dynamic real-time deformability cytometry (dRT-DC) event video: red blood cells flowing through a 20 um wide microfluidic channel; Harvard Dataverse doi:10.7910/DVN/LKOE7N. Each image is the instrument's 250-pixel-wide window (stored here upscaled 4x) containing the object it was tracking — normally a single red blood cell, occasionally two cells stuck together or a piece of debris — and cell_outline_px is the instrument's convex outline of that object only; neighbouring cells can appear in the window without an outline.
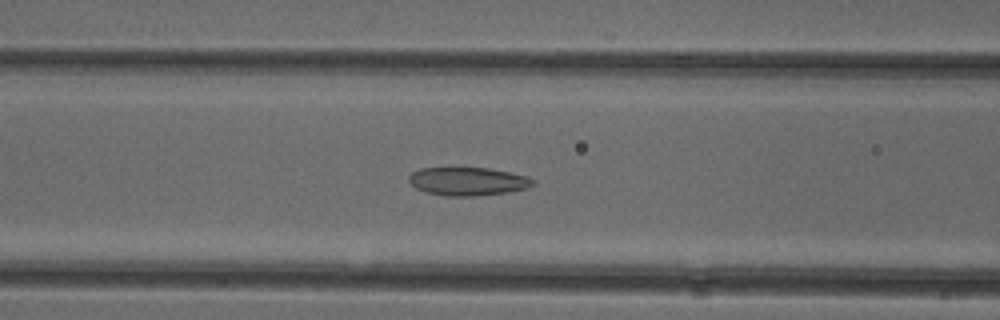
{"species": "common noctule bat (a hibernating species)", "species_latin": "Nyctalus noctula", "temperature_condition": "cold", "stored_images_in_passage": 36, "camera_frame_rate_fps": 3000, "um_per_image_px": 0.085, "animal": {"sex": "female"}, "frame": {"image": 1, "passage_image": 20, "time_ms": 6.333, "image_size_px": [1000, 320], "cell_outline_px": [[536, 184], [528, 188], [508, 192], [476, 196], [448, 196], [424, 192], [416, 188], [408, 180], [408, 176], [412, 172], [420, 168], [488, 168], [528, 176], [536, 180]], "centroid_in_image_um": [39.79, 15.42], "position_along_channel_um": 126.8, "area_um2": 20.58}}
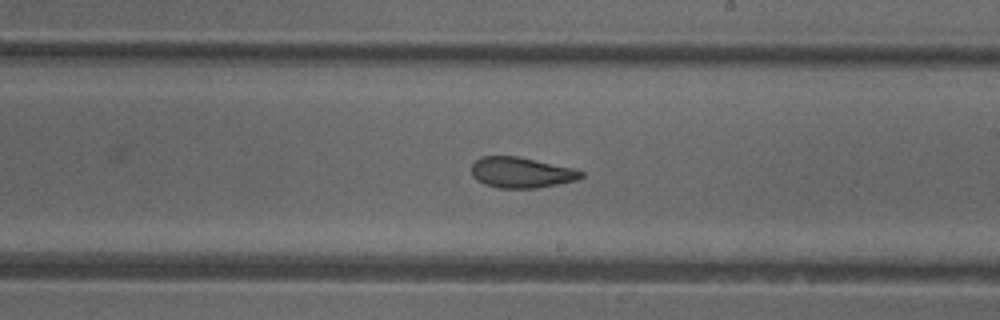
{"frame": {"image": 2, "passage_image": 29, "time_ms": 9.333, "image_size_px": [1000, 320], "cell_outline_px": [[584, 176], [576, 180], [536, 188], [500, 188], [484, 184], [476, 180], [472, 176], [472, 164], [480, 156], [516, 156], [572, 168], [584, 172]], "centroid_in_image_um": [44.27, 14.67], "position_along_channel_um": 244.7, "area_um2": 19.42}}
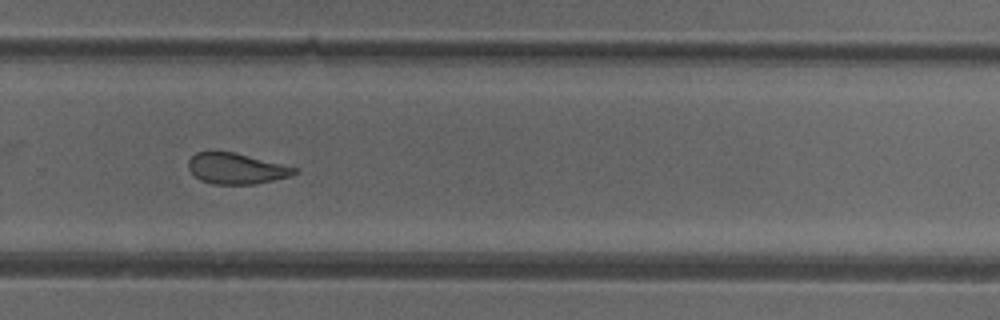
{"frame": {"image": 3, "passage_image": 34, "time_ms": 11.0, "image_size_px": [1000, 320], "cell_outline_px": [[296, 172], [292, 176], [256, 184], [212, 184], [200, 180], [188, 168], [188, 160], [196, 152], [212, 148], [236, 152], [296, 168]], "centroid_in_image_um": [20.01, 14.29], "position_along_channel_um": 309.8, "area_um2": 19.48}}